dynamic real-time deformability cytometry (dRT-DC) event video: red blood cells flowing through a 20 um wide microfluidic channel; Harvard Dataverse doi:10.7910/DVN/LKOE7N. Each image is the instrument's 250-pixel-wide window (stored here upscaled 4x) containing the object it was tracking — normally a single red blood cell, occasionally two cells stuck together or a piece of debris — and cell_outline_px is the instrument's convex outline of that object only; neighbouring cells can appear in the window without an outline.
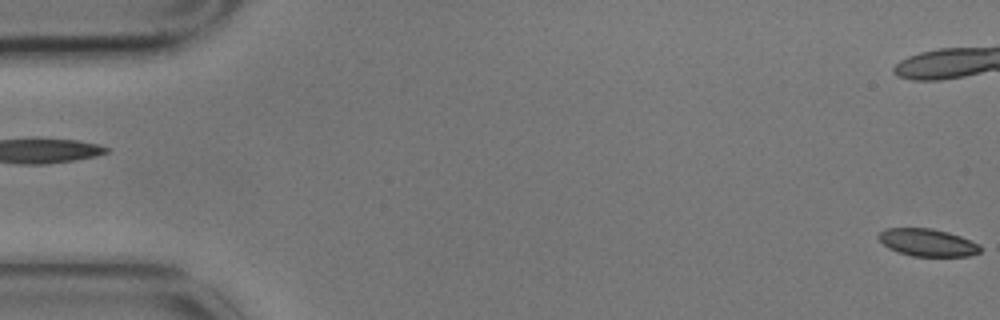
{"species": "common noctule bat (a hibernating species)", "species_latin": "Nyctalus noctula", "temperature_condition": "cold", "stored_images_in_passage": 4, "segment_of_instrument_passage": [2, 2], "camera_frame_rate_fps": 3000, "um_per_image_px": 0.085, "animal": {"sex": "male", "body_mass_g": 17.9}, "frame": {"image": 1, "passage_image": 4, "time_ms": 1.0, "image_size_px": [1000, 320], "cell_outline_px": [[980, 252], [968, 256], [912, 256], [888, 248], [876, 236], [884, 228], [932, 228], [948, 232], [960, 236], [980, 244]], "centroid_in_image_um": [78.83, 20.6], "position_along_channel_um": 6.2, "area_um2": 16.24}}